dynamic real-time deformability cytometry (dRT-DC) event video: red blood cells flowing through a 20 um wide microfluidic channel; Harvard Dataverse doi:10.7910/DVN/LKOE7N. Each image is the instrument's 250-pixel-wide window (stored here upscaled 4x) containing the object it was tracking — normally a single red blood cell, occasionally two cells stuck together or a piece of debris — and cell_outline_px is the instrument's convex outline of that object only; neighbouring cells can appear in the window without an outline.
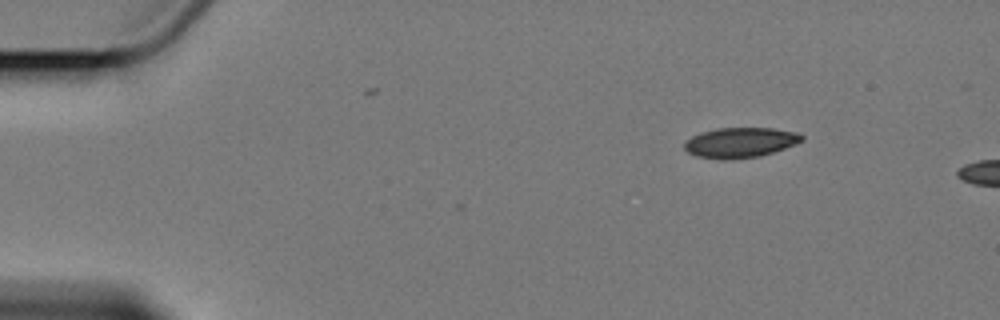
{"species": "Egyptian fruit bat (a non-hibernating species)", "species_latin": "Rousettus aegyptiacus", "temperature_condition": "cold", "stored_images_in_passage": 4, "camera_frame_rate_fps": 3000, "um_per_image_px": 0.085, "animal": {"sex": "female"}, "frame": {"image": 1, "passage_image": 1, "time_ms": 0.0, "image_size_px": [1000, 320], "cell_outline_px": [[804, 140], [796, 144], [760, 156], [732, 160], [720, 160], [696, 156], [688, 152], [684, 148], [684, 144], [692, 136], [716, 128], [772, 128], [796, 132], [804, 136]], "centroid_in_image_um": [62.93, 12.13], "position_along_channel_um": 22.1, "area_um2": 20.63}}